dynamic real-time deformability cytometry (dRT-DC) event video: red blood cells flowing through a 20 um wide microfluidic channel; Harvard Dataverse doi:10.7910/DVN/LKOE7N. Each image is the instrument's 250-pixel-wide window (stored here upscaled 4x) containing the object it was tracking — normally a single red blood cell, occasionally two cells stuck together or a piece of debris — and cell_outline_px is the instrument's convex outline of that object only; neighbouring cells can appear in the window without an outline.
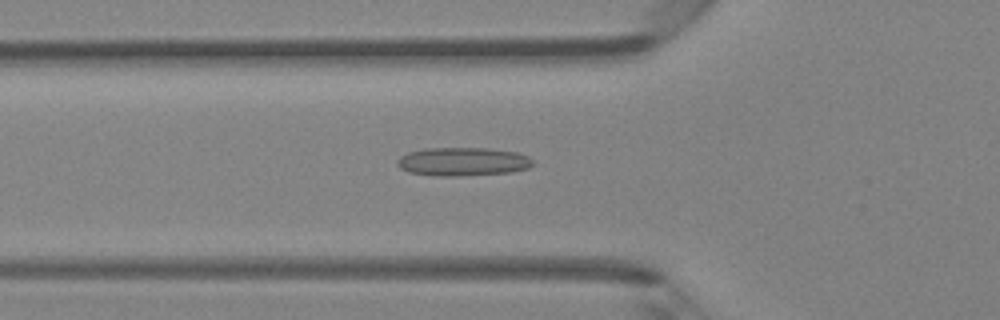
{"species": "Egyptian fruit bat (a non-hibernating species)", "species_latin": "Rousettus aegyptiacus", "temperature_condition": "room temperature", "stored_images_in_passage": 47, "camera_frame_rate_fps": 3000, "um_per_image_px": 0.085, "animal": {"sex": "female"}, "frame": {"image": 1, "passage_image": 17, "time_ms": 5.333, "image_size_px": [1000, 320], "cell_outline_px": [[536, 164], [528, 168], [512, 172], [460, 176], [436, 176], [408, 172], [400, 168], [396, 164], [396, 160], [400, 156], [408, 152], [424, 148], [488, 148], [516, 152], [528, 156]], "centroid_in_image_um": [39.33, 13.74], "position_along_channel_um": 86.5, "area_um2": 22.77}}
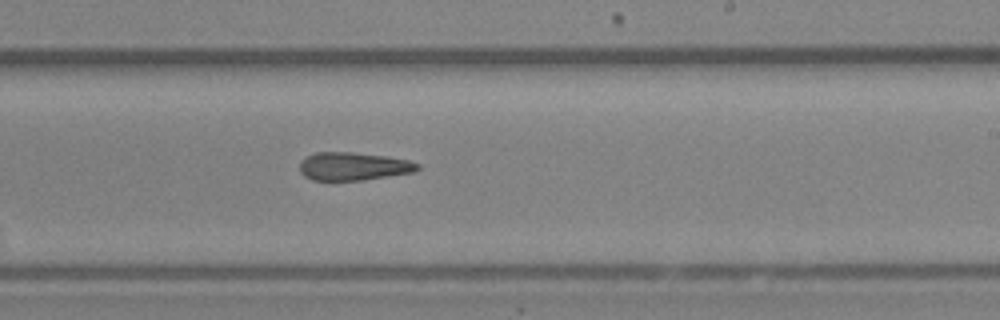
{"frame": {"image": 2, "passage_image": 29, "time_ms": 9.333, "image_size_px": [1000, 320], "cell_outline_px": [[420, 168], [416, 172], [364, 180], [312, 180], [304, 176], [300, 172], [300, 160], [316, 152], [352, 152], [388, 156], [408, 160], [420, 164]], "centroid_in_image_um": [30.06, 14.14], "position_along_channel_um": 258.9, "area_um2": 19.48}}
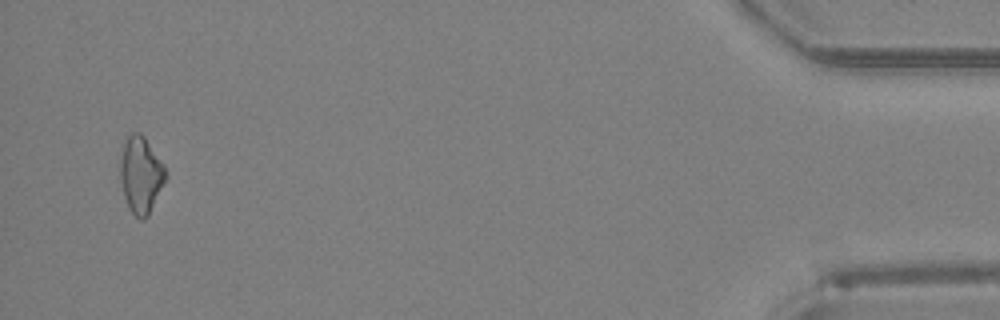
{"frame": {"image": 3, "passage_image": 46, "time_ms": 15.0, "image_size_px": [1000, 320], "cell_outline_px": [[168, 176], [148, 216], [144, 220], [140, 220], [128, 208], [124, 196], [120, 180], [120, 160], [124, 144], [128, 136], [132, 132], [140, 132], [144, 136], [164, 164]], "centroid_in_image_um": [11.99, 14.87], "position_along_channel_um": 423.2, "area_um2": 20.4}}